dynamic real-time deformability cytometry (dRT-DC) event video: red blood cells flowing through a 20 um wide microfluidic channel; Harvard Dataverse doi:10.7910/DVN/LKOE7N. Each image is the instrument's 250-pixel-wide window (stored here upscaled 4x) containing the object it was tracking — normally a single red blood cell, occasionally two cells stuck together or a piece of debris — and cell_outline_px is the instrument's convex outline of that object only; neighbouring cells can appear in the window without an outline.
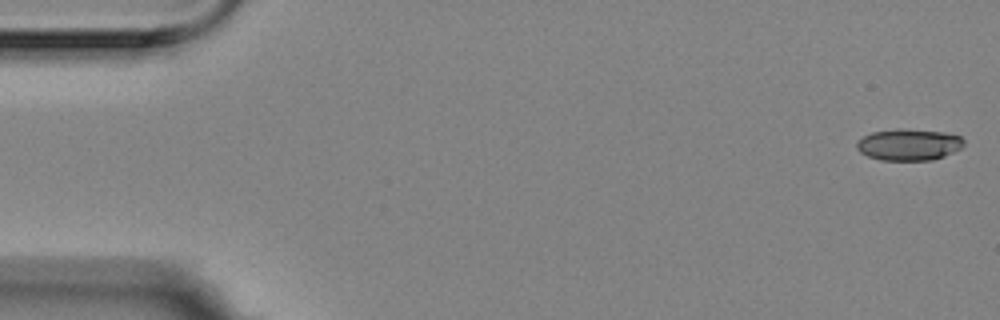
{"species": "Egyptian fruit bat (a non-hibernating species)", "species_latin": "Rousettus aegyptiacus", "temperature_condition": "room temperature", "stored_images_in_passage": 56, "camera_frame_rate_fps": 3000, "um_per_image_px": 0.085, "animal": {"sex": "female"}, "frame": {"image": 1, "passage_image": 1, "time_ms": 0.0, "image_size_px": [1000, 320], "cell_outline_px": [[964, 144], [960, 148], [944, 156], [932, 160], [880, 160], [868, 156], [860, 152], [856, 148], [856, 144], [864, 136], [872, 132], [896, 128], [900, 128], [944, 132], [960, 136], [964, 140]], "centroid_in_image_um": [77.24, 12.29], "position_along_channel_um": 7.8, "area_um2": 19.65}}
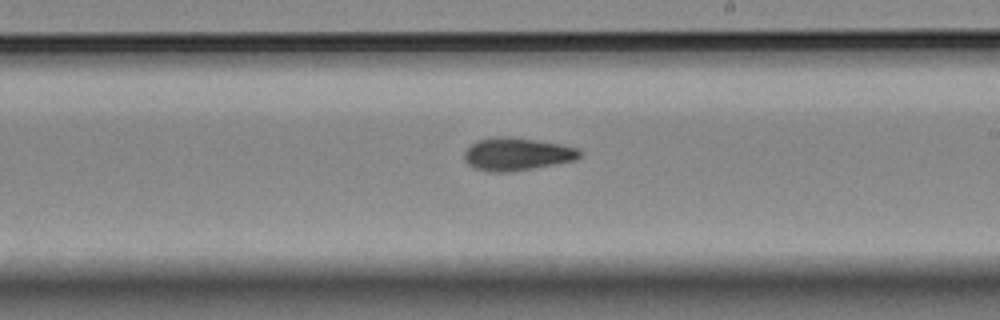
{"frame": {"image": 2, "passage_image": 32, "time_ms": 10.333, "image_size_px": [1000, 320], "cell_outline_px": [[580, 156], [576, 160], [532, 168], [504, 172], [488, 172], [472, 168], [464, 160], [464, 152], [476, 140], [496, 136], [508, 136], [536, 140], [560, 144], [580, 148]], "centroid_in_image_um": [43.9, 13.09], "position_along_channel_um": 245.1, "area_um2": 22.08}}
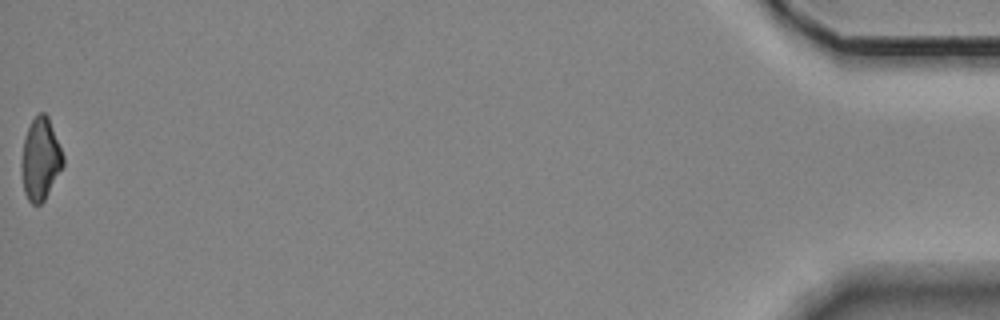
{"frame": {"image": 3, "passage_image": 56, "time_ms": 18.333, "image_size_px": [1000, 320], "cell_outline_px": [[64, 164], [44, 200], [40, 204], [32, 204], [28, 200], [24, 192], [20, 168], [20, 164], [24, 140], [28, 128], [32, 120], [40, 112], [44, 112], [48, 116], [64, 156]], "centroid_in_image_um": [3.42, 13.53], "position_along_channel_um": 431.8, "area_um2": 19.83}, "authors_computed_cell_mechanics": {"area_um2": 20.9525, "velocity_mm_per_s": 3.557, "shape_relaxation_time_tau1_ms": 6.0378, "shape_relaxation_time_tau2_ms": 3.5061, "deformation_change_tau1": 0.1502, "deformation_change_tau2": 0.1}}